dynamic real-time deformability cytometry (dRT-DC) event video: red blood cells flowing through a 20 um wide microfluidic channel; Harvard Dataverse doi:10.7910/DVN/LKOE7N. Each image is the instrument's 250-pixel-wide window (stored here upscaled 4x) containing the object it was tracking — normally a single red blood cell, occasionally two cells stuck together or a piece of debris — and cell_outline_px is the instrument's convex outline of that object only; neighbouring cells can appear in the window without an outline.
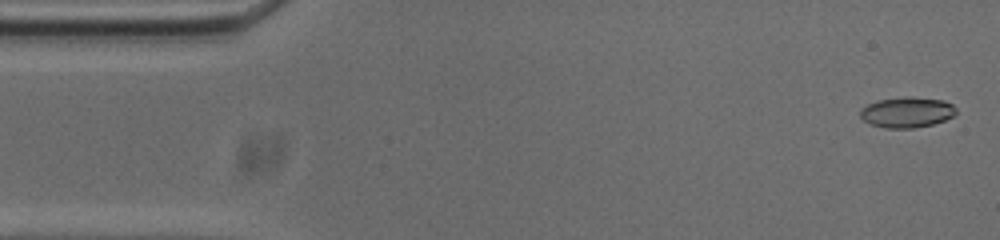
{"species": "common noctule bat (a hibernating species)", "species_latin": "Nyctalus noctula", "temperature_condition": "cold", "stored_images_in_passage": 54, "camera_frame_rate_fps": 3000, "um_per_image_px": 0.085, "animal": {"sex": "male", "body_mass_g": 20.0, "forearm_length_mm": 53.3}, "frame": {"image": 1, "passage_image": 2, "time_ms": 0.333, "image_size_px": [1000, 240], "cell_outline_px": [[956, 112], [952, 116], [944, 120], [932, 124], [912, 128], [884, 128], [872, 124], [864, 120], [860, 116], [860, 108], [868, 104], [880, 100], [908, 96], [944, 100], [952, 104], [956, 108]], "centroid_in_image_um": [77.09, 9.54], "position_along_channel_um": 7.9, "area_um2": 16.94}}
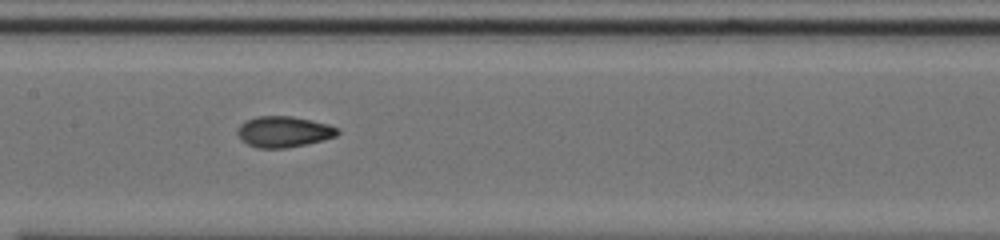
{"frame": {"image": 2, "passage_image": 25, "time_ms": 8.0, "image_size_px": [1000, 240], "cell_outline_px": [[340, 132], [336, 136], [324, 140], [284, 148], [260, 148], [248, 144], [240, 136], [240, 124], [256, 116], [292, 116], [312, 120], [328, 124], [340, 128]], "centroid_in_image_um": [24.2, 11.18], "position_along_channel_um": 183.2, "area_um2": 17.74}}
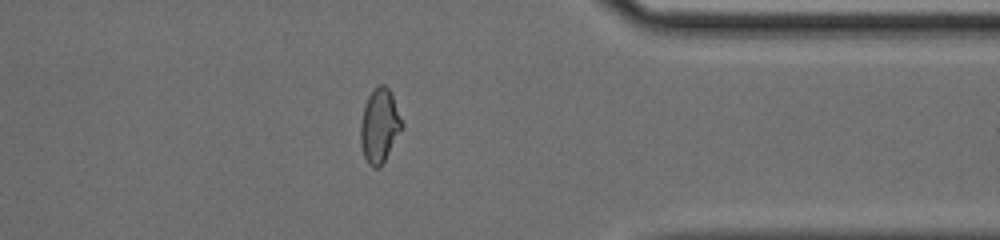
{"frame": {"image": 3, "passage_image": 42, "time_ms": 13.667, "image_size_px": [1000, 240], "cell_outline_px": [[404, 128], [380, 168], [372, 168], [368, 164], [364, 156], [360, 144], [360, 124], [364, 104], [368, 96], [380, 84], [384, 84], [388, 88], [392, 96], [404, 124]], "centroid_in_image_um": [32.26, 10.73], "position_along_channel_um": 379.1, "area_um2": 18.03}, "authors_computed_cell_mechanics": {"area_um2": 17.6579, "velocity_mm_per_s": 3.7409, "shape_relaxation_time_tau1_ms": null, "shape_relaxation_time_tau2_ms": 1.5788, "deformation_change_tau1": null, "deformation_change_tau2": 0.066}}